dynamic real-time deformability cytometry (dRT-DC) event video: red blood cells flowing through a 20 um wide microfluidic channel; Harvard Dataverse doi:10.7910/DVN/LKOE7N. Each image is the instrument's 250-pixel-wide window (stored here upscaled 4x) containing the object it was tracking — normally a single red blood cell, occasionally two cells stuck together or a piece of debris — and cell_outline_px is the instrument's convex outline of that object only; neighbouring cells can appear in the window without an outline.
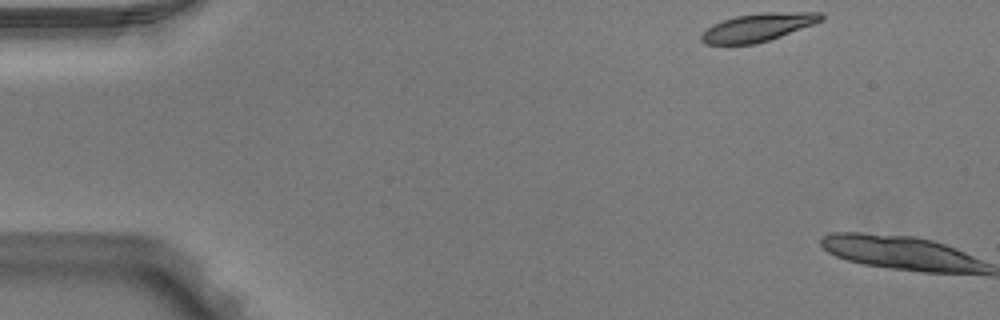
{"species": "Egyptian fruit bat (a non-hibernating species)", "species_latin": "Rousettus aegyptiacus", "temperature_condition": "warm", "stored_images_in_passage": 2, "camera_frame_rate_fps": 3000, "um_per_image_px": 0.085, "animal": {"sex": "male"}, "frame": {"image": 1, "passage_image": 1, "time_ms": 0.0, "image_size_px": [1000, 320], "cell_outline_px": [[824, 20], [780, 36], [756, 44], [704, 44], [700, 40], [700, 36], [712, 24], [736, 16], [764, 12], [820, 12], [824, 16]], "centroid_in_image_um": [64.43, 2.32], "position_along_channel_um": 20.6, "area_um2": 19.42}}